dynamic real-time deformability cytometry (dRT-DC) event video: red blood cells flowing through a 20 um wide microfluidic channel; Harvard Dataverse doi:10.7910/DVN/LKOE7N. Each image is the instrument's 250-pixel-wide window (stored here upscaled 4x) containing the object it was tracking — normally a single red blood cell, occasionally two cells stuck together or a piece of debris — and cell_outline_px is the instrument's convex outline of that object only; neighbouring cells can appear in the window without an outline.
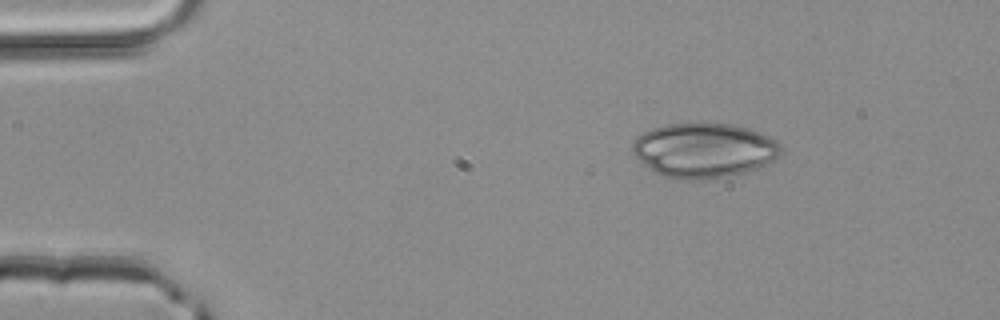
{"species": "common noctule bat (a hibernating species)", "species_latin": "Nyctalus noctula", "temperature_condition": "room temperature", "stored_images_in_passage": 3, "camera_frame_rate_fps": 3000, "um_per_image_px": 0.085, "animal": {"sex": "male", "body_mass_g": 20.4}, "frame": {"image": 1, "passage_image": 1, "time_ms": 0.0, "image_size_px": [1000, 320], "cell_outline_px": [[780, 152], [772, 160], [756, 168], [744, 172], [728, 176], [704, 180], [672, 180], [640, 164], [636, 160], [632, 152], [632, 144], [644, 132], [652, 128], [664, 124], [732, 124], [748, 128], [768, 136], [776, 140], [780, 144]], "centroid_in_image_um": [59.77, 12.8], "position_along_channel_um": 25.2, "area_um2": 47.22}}
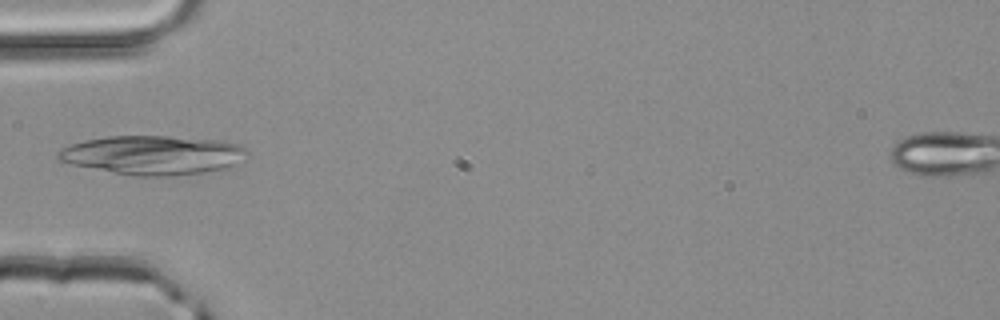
{"frame": {"image": 2, "passage_image": 3, "time_ms": 0.667, "image_size_px": [1000, 320], "cell_outline_px": [[248, 152], [232, 164], [224, 168], [204, 172], [172, 176], [136, 176], [72, 164], [60, 160], [56, 156], [56, 152], [72, 144], [84, 140], [108, 136], [168, 136], [220, 140], [240, 144], [248, 148]], "centroid_in_image_um": [12.99, 13.16], "position_along_channel_um": 72.0, "area_um2": 42.54}}